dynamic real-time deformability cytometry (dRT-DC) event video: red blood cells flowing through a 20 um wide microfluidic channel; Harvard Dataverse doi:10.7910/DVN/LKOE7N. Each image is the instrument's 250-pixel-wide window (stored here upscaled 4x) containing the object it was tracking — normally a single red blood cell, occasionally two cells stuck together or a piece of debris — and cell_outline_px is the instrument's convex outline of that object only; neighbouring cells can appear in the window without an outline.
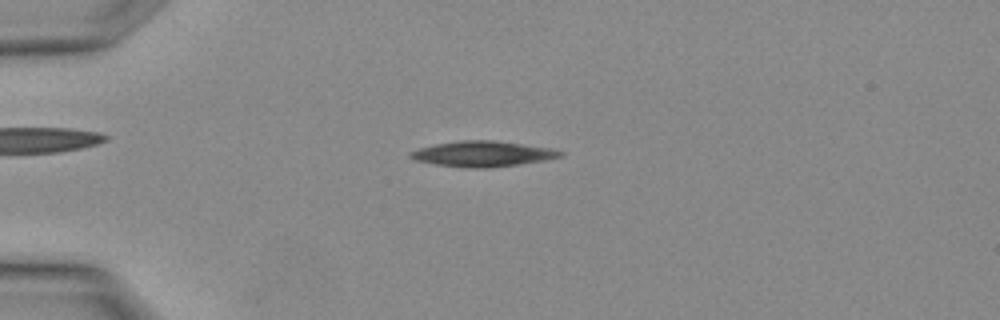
{"species": "Egyptian fruit bat (a non-hibernating species)", "species_latin": "Rousettus aegyptiacus", "temperature_condition": "warm", "stored_images_in_passage": 1, "camera_frame_rate_fps": 3000, "um_per_image_px": 0.085, "animal": {"sex": "female"}, "frame": {"image": 1, "passage_image": 1, "time_ms": 0.0, "image_size_px": [1000, 320], "cell_outline_px": [[564, 156], [544, 160], [488, 168], [468, 168], [436, 164], [416, 160], [408, 156], [408, 152], [416, 148], [432, 144], [460, 140], [496, 140], [552, 148], [564, 152]], "centroid_in_image_um": [40.99, 13.06], "position_along_channel_um": 44.0, "area_um2": 22.43}}